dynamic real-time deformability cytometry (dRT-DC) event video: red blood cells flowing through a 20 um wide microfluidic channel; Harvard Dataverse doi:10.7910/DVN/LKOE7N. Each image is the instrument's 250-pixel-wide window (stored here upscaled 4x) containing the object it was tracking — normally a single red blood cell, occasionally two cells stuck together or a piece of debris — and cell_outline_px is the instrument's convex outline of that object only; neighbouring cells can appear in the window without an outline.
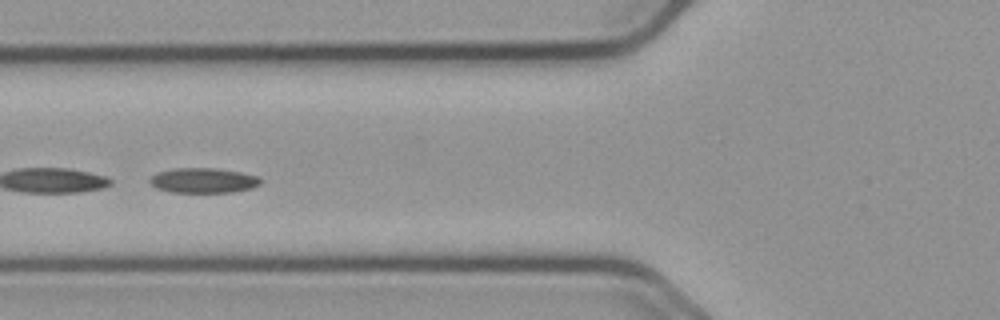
{"species": "common noctule bat (a hibernating species)", "species_latin": "Nyctalus noctula", "temperature_condition": "cold", "stored_images_in_passage": 47, "segment_of_instrument_passage": [2, 2], "camera_frame_rate_fps": 3000, "um_per_image_px": 0.085, "animal": {"sex": "male", "body_mass_g": 23.1, "forearm_length_mm": 52.7}, "frame": {"image": 1, "passage_image": 20, "time_ms": 6.333, "image_size_px": [1000, 320], "cell_outline_px": [[260, 184], [252, 188], [232, 192], [172, 192], [156, 188], [148, 180], [156, 172], [176, 168], [216, 168], [240, 172], [260, 176]], "centroid_in_image_um": [17.29, 15.33], "position_along_channel_um": 108.5, "area_um2": 16.13}}
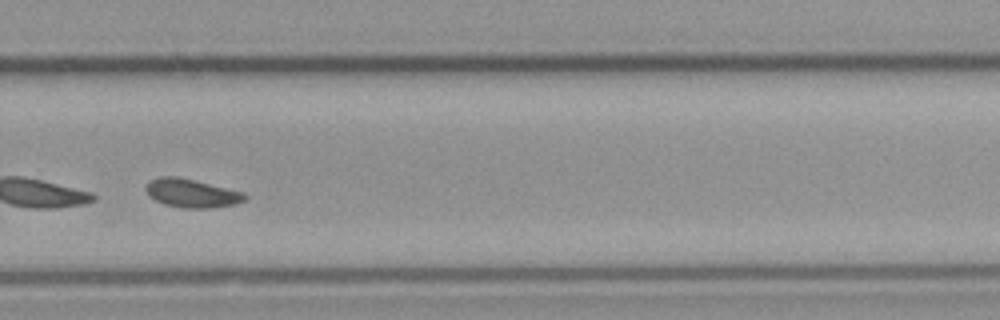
{"frame": {"image": 2, "passage_image": 37, "time_ms": 12.0, "image_size_px": [1000, 320], "cell_outline_px": [[248, 196], [244, 200], [236, 204], [212, 208], [180, 208], [164, 204], [148, 196], [144, 188], [148, 180], [160, 176], [176, 176], [244, 192]], "centroid_in_image_um": [16.25, 16.42], "position_along_channel_um": 313.5, "area_um2": 16.59}}